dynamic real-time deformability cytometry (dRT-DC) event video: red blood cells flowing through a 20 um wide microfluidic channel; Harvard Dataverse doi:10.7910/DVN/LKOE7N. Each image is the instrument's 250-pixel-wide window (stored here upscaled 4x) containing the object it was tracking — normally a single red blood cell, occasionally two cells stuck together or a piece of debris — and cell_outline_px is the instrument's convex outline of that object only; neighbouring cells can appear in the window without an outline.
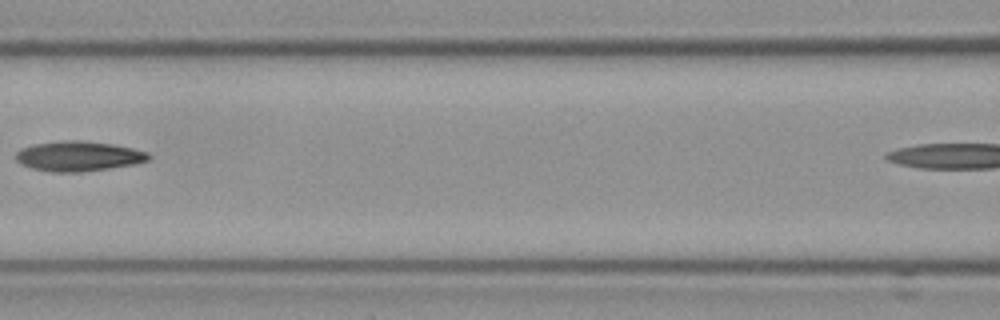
{"species": "Egyptian fruit bat (a non-hibernating species)", "species_latin": "Rousettus aegyptiacus", "temperature_condition": "cold", "stored_images_in_passage": 5, "camera_frame_rate_fps": 3000, "um_per_image_px": 0.085, "frame": {"image": 1, "passage_image": 4, "time_ms": 1.0, "image_size_px": [1000, 320], "cell_outline_px": [[152, 156], [148, 160], [136, 164], [80, 172], [52, 172], [32, 168], [16, 160], [16, 152], [20, 148], [32, 144], [60, 140], [84, 140], [112, 144], [132, 148], [148, 152]], "centroid_in_image_um": [6.67, 13.26], "position_along_channel_um": 159.9, "area_um2": 23.29}}
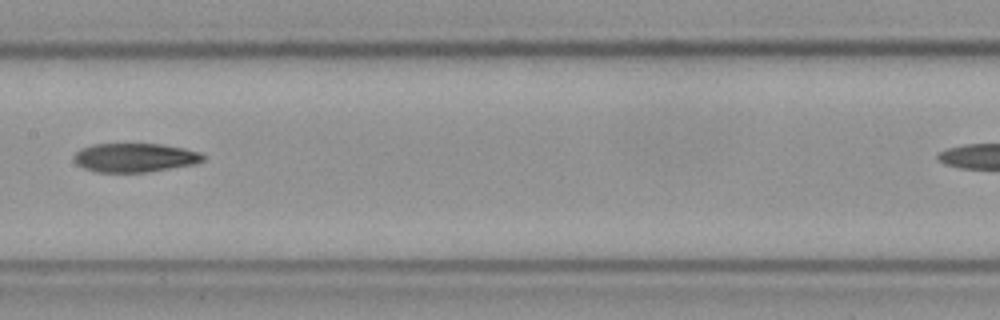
{"frame": {"image": 2, "passage_image": 5, "time_ms": 1.333, "image_size_px": [1000, 320], "cell_outline_px": [[204, 160], [192, 164], [144, 172], [96, 172], [84, 168], [76, 164], [72, 160], [72, 156], [80, 148], [92, 144], [160, 144], [184, 148], [200, 152], [204, 156]], "centroid_in_image_um": [11.38, 13.39], "position_along_channel_um": 196.0, "area_um2": 21.68}}